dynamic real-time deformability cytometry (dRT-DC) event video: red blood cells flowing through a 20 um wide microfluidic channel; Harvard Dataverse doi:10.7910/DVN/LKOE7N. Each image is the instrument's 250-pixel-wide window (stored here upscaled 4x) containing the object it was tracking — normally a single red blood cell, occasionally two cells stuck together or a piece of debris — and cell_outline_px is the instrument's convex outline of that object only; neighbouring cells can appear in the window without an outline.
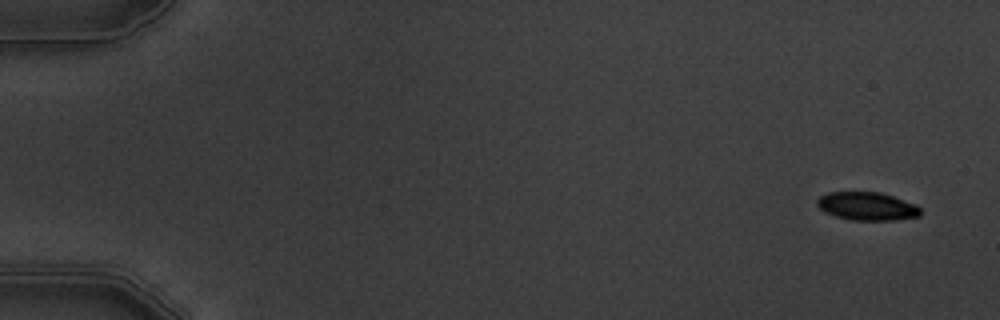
{"species": "common noctule bat (a hibernating species)", "species_latin": "Nyctalus noctula", "temperature_condition": "warm", "stored_images_in_passage": 6, "camera_frame_rate_fps": 3000, "um_per_image_px": 0.085, "animal": {"sex": "male", "body_mass_g": 19.5, "forearm_length_mm": 54.6}, "frame": {"image": 1, "passage_image": 1, "time_ms": 0.0, "image_size_px": [1000, 320], "cell_outline_px": [[920, 216], [896, 220], [852, 220], [836, 216], [824, 212], [816, 204], [816, 200], [820, 196], [828, 192], [880, 192], [916, 204], [920, 208]], "centroid_in_image_um": [73.69, 17.53], "position_along_channel_um": 11.3, "area_um2": 16.99}}
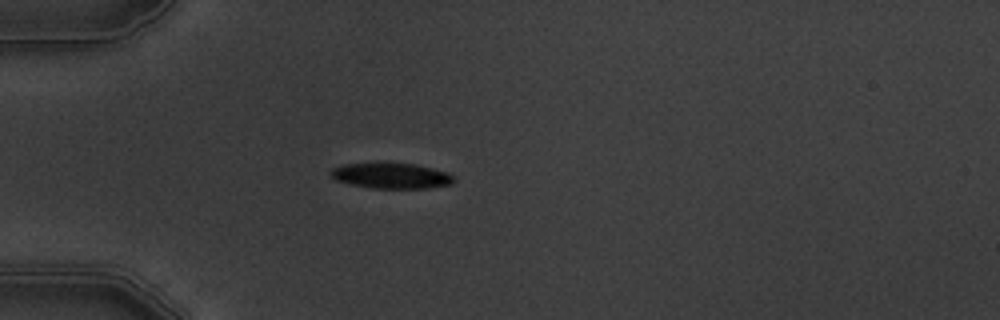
{"frame": {"image": 2, "passage_image": 5, "time_ms": 4.667, "image_size_px": [1000, 320], "cell_outline_px": [[456, 180], [452, 184], [428, 188], [372, 188], [352, 184], [336, 180], [328, 172], [332, 168], [344, 164], [376, 160], [416, 164], [448, 172], [456, 176]], "centroid_in_image_um": [33.26, 14.89], "position_along_channel_um": 51.7, "area_um2": 19.19}}